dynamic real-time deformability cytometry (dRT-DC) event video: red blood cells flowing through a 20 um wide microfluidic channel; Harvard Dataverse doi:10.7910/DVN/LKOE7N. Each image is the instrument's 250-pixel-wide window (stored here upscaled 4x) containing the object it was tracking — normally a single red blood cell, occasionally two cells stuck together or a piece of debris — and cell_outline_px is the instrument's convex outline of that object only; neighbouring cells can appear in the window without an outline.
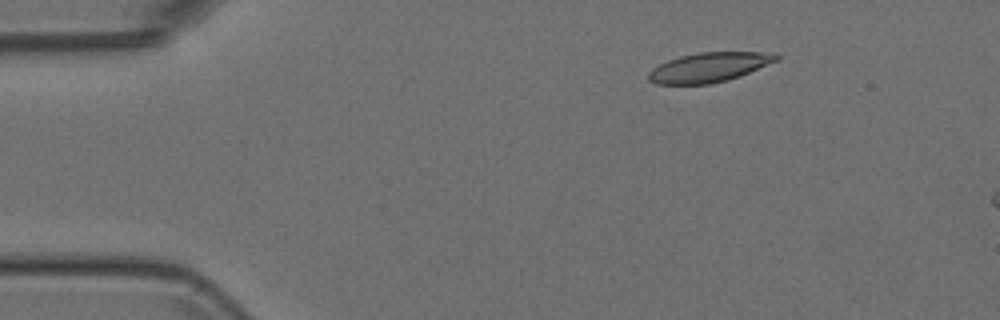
{"species": "Egyptian fruit bat (a non-hibernating species)", "species_latin": "Rousettus aegyptiacus", "temperature_condition": "room temperature", "stored_images_in_passage": 17, "camera_frame_rate_fps": 3000, "um_per_image_px": 0.085, "animal": {"sex": "female"}, "frame": {"image": 1, "passage_image": 8, "time_ms": 2.333, "image_size_px": [1000, 320], "cell_outline_px": [[780, 60], [740, 76], [712, 84], [656, 84], [648, 80], [648, 72], [652, 68], [668, 60], [680, 56], [700, 52], [776, 52], [780, 56]], "centroid_in_image_um": [60.31, 5.71], "position_along_channel_um": 24.7, "area_um2": 22.2}}